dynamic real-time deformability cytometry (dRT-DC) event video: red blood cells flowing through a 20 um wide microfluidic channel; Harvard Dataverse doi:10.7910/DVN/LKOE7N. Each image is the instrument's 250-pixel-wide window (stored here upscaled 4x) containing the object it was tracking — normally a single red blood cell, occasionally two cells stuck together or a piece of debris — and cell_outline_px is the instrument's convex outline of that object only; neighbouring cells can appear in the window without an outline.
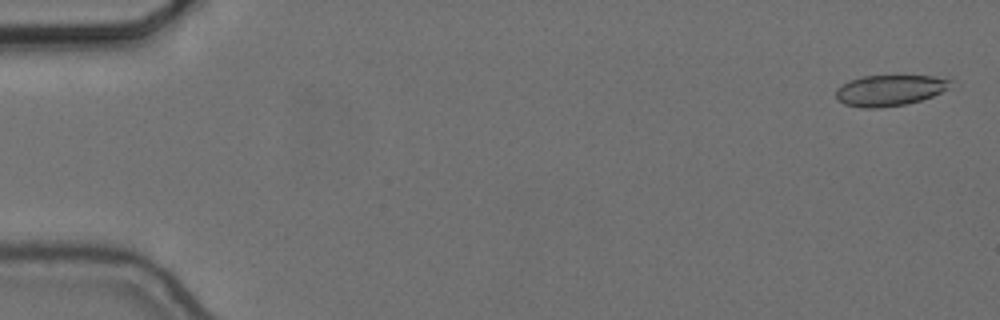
{"species": "common noctule bat (a hibernating species)", "species_latin": "Nyctalus noctula", "temperature_condition": "cold", "stored_images_in_passage": 56, "camera_frame_rate_fps": 3000, "um_per_image_px": 0.085, "animal": {"sex": "female", "body_mass_g": 24.6, "forearm_length_mm": 56.2}, "frame": {"image": 1, "passage_image": 2, "time_ms": 0.333, "image_size_px": [1000, 320], "cell_outline_px": [[952, 88], [932, 96], [920, 100], [904, 104], [880, 108], [860, 108], [844, 104], [836, 100], [836, 88], [848, 80], [860, 76], [932, 76], [952, 80]], "centroid_in_image_um": [75.6, 7.68], "position_along_channel_um": 9.4, "area_um2": 20.87}}
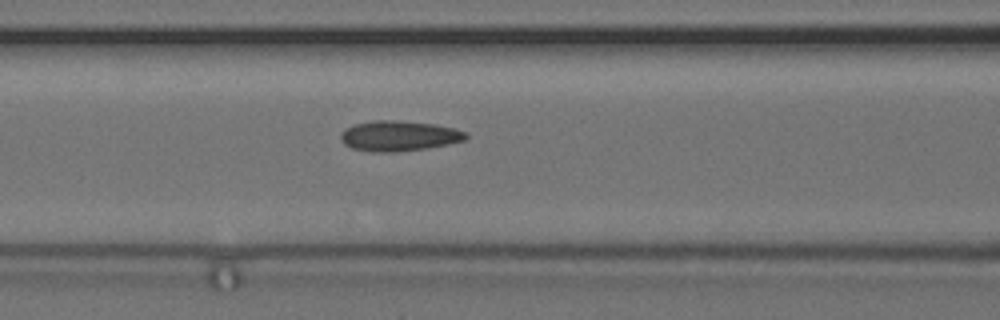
{"frame": {"image": 2, "passage_image": 24, "time_ms": 7.667, "image_size_px": [1000, 320], "cell_outline_px": [[468, 136], [464, 140], [448, 144], [428, 148], [396, 152], [372, 152], [352, 148], [344, 144], [340, 140], [340, 132], [344, 128], [352, 124], [372, 120], [396, 120], [436, 124], [468, 132]], "centroid_in_image_um": [33.86, 11.54], "position_along_channel_um": 132.7, "area_um2": 22.43}}
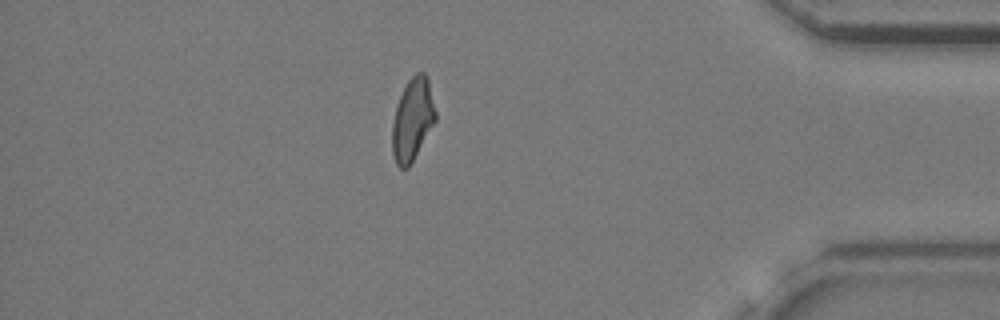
{"frame": {"image": 3, "passage_image": 49, "time_ms": 16.0, "image_size_px": [1000, 320], "cell_outline_px": [[436, 120], [408, 168], [400, 168], [396, 164], [392, 152], [392, 124], [396, 108], [400, 96], [408, 80], [416, 72], [424, 72], [428, 76], [436, 112]], "centroid_in_image_um": [35.07, 10.14], "position_along_channel_um": 400.1, "area_um2": 20.69}, "authors_computed_cell_mechanics": {"area_um2": 21.0681, "velocity_mm_per_s": 3.6546, "shape_relaxation_time_tau1_ms": null, "shape_relaxation_time_tau2_ms": 2.0149, "deformation_change_tau1": null, "deformation_change_tau2": 0.0957}}